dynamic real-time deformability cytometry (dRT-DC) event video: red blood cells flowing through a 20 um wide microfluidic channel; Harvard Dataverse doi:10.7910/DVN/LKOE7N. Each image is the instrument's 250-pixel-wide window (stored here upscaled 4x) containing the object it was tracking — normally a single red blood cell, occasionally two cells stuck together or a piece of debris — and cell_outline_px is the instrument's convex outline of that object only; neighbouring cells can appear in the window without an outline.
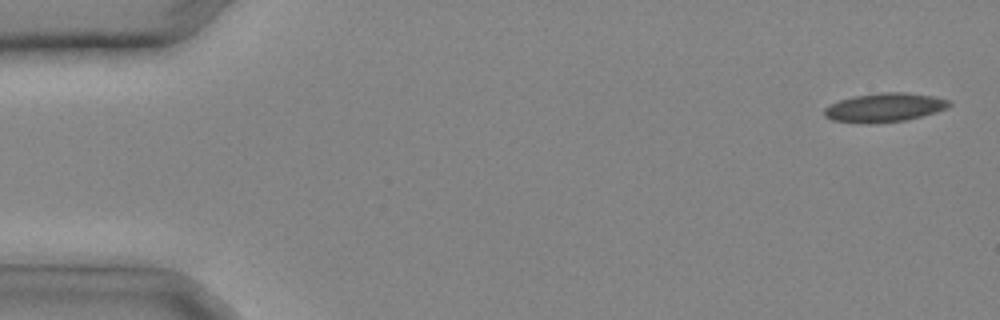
{"species": "common noctule bat (a hibernating species)", "species_latin": "Nyctalus noctula", "temperature_condition": "cold", "stored_images_in_passage": 8, "camera_frame_rate_fps": 3000, "um_per_image_px": 0.085, "animal": {"sex": "male", "body_mass_g": 20.4}, "frame": {"image": 1, "passage_image": 1, "time_ms": 0.0, "image_size_px": [1000, 320], "cell_outline_px": [[952, 104], [948, 108], [936, 112], [904, 120], [876, 124], [860, 124], [832, 120], [824, 116], [824, 108], [840, 100], [852, 96], [880, 92], [904, 92], [932, 96], [952, 100]], "centroid_in_image_um": [75.18, 9.14], "position_along_channel_um": 9.8, "area_um2": 21.27}}